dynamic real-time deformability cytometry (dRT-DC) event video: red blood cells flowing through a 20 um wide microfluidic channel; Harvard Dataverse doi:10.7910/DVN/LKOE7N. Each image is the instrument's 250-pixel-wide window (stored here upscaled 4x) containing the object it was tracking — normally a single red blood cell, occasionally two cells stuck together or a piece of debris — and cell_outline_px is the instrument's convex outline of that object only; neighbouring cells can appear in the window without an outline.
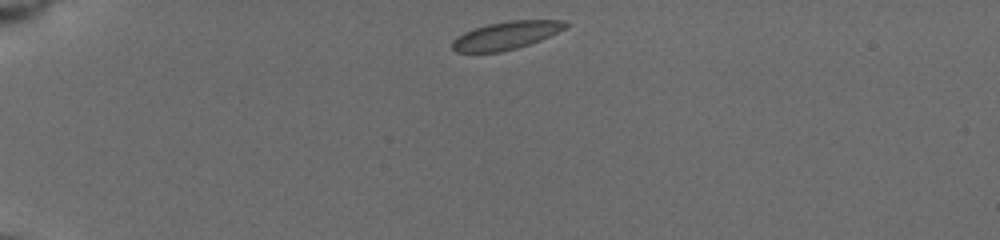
{"species": "common noctule bat (a hibernating species)", "species_latin": "Nyctalus noctula", "temperature_condition": "cold", "stored_images_in_passage": 43, "camera_frame_rate_fps": 3000, "um_per_image_px": 0.085, "animal": {"sex": "female", "body_mass_g": 19.5, "forearm_length_mm": 54.1}, "frame": {"image": 1, "passage_image": 1, "time_ms": 0.0, "image_size_px": [1000, 240], "cell_outline_px": [[568, 24], [564, 28], [540, 40], [516, 48], [500, 52], [456, 52], [452, 48], [452, 44], [464, 32], [488, 24], [512, 20], [560, 20]], "centroid_in_image_um": [43.01, 3.01], "position_along_channel_um": 42.0, "area_um2": 17.86}}
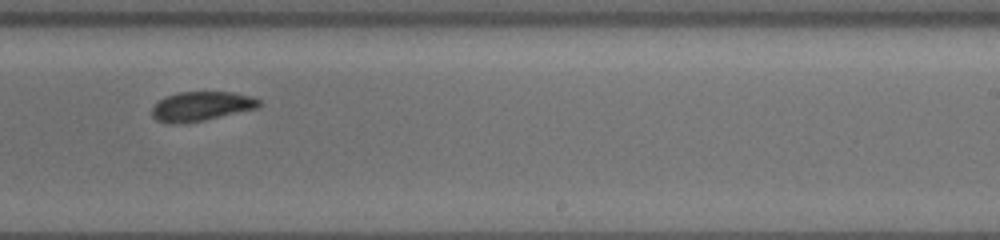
{"frame": {"image": 2, "passage_image": 24, "time_ms": 7.667, "image_size_px": [1000, 240], "cell_outline_px": [[260, 104], [256, 108], [204, 120], [172, 124], [168, 124], [156, 120], [152, 116], [152, 108], [160, 100], [168, 96], [180, 92], [232, 92], [252, 96], [260, 100]], "centroid_in_image_um": [17.1, 9.03], "position_along_channel_um": 271.9, "area_um2": 18.03}}
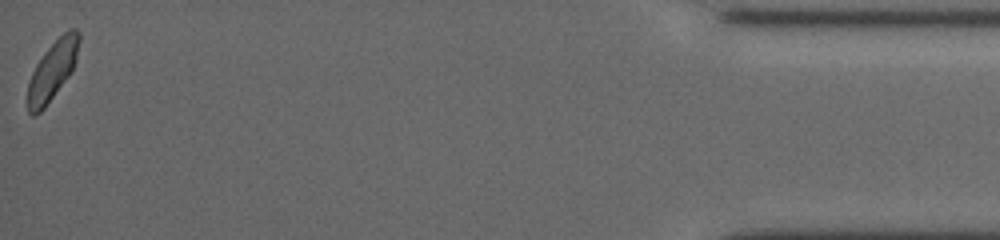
{"frame": {"image": 3, "passage_image": 43, "time_ms": 14.0, "image_size_px": [1000, 240], "cell_outline_px": [[80, 40], [76, 60], [72, 72], [44, 108], [40, 112], [32, 116], [28, 112], [28, 84], [32, 72], [36, 64], [44, 52], [68, 28], [76, 28], [80, 32]], "centroid_in_image_um": [4.48, 5.97], "position_along_channel_um": 430.7, "area_um2": 17.63}, "authors_computed_cell_mechanics": {"area_um2": 18.2648, "velocity_mm_per_s": 3.7131, "shape_relaxation_time_tau1_ms": 7.6229, "shape_relaxation_time_tau2_ms": null, "deformation_change_tau1": 0.0874, "deformation_change_tau2": null}}